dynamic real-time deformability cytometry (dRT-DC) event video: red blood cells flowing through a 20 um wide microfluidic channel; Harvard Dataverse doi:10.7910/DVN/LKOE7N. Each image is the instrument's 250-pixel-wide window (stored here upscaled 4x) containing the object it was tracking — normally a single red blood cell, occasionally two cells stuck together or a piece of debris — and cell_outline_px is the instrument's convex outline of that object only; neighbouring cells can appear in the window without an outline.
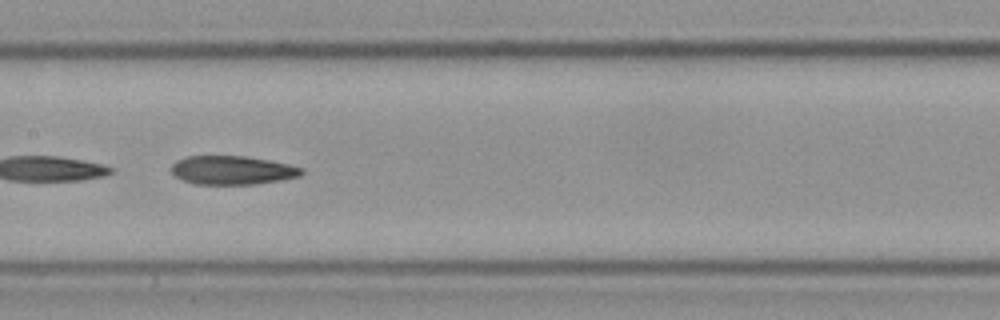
{"species": "Egyptian fruit bat (a non-hibernating species)", "species_latin": "Rousettus aegyptiacus", "temperature_condition": "cold", "stored_images_in_passage": 35, "camera_frame_rate_fps": 3000, "um_per_image_px": 0.085, "frame": {"image": 1, "passage_image": 20, "time_ms": 6.333, "image_size_px": [1000, 320], "cell_outline_px": [[304, 172], [300, 176], [280, 180], [256, 184], [196, 184], [184, 180], [176, 176], [172, 172], [172, 164], [176, 160], [188, 156], [244, 156], [268, 160], [288, 164], [304, 168]], "centroid_in_image_um": [19.76, 14.46], "position_along_channel_um": 187.6, "area_um2": 21.68}, "authors_computed_cell_mechanics": {"area_um2": 22.3686, "velocity_mm_per_s": 3.6297, "shape_relaxation_time_tau1_ms": null, "shape_relaxation_time_tau2_ms": 11.1814, "deformation_change_tau1": null, "deformation_change_tau2": 0.2012}}